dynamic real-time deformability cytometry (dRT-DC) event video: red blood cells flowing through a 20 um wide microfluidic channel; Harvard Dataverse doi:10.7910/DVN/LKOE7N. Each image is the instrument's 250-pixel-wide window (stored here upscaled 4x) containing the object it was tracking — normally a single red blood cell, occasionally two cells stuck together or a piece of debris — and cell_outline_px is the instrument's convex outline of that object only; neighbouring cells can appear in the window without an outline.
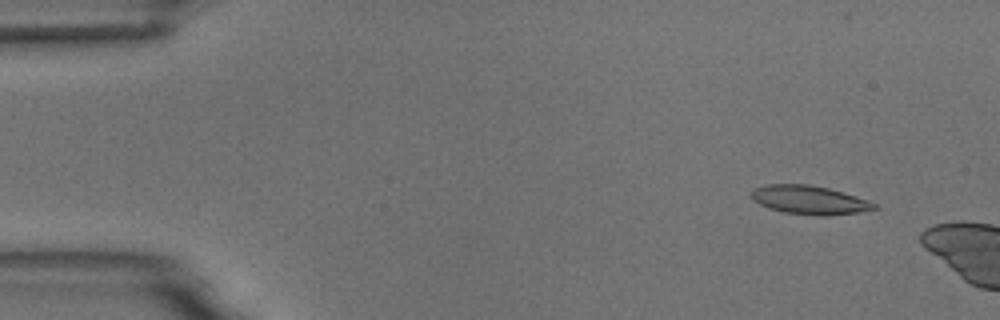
{"species": "common noctule bat (a hibernating species)", "species_latin": "Nyctalus noctula", "temperature_condition": "room temperature", "stored_images_in_passage": 3, "camera_frame_rate_fps": 3000, "um_per_image_px": 0.085, "animal": {"sex": "male", "body_mass_g": 18.8}, "frame": {"image": 1, "passage_image": 2, "time_ms": 1.333, "image_size_px": [1000, 320], "cell_outline_px": [[880, 208], [860, 212], [824, 216], [816, 216], [784, 212], [768, 208], [752, 200], [752, 192], [756, 188], [768, 184], [808, 184], [828, 188], [844, 192], [868, 200], [876, 204]], "centroid_in_image_um": [68.84, 17.0], "position_along_channel_um": 16.2, "area_um2": 20.58}}